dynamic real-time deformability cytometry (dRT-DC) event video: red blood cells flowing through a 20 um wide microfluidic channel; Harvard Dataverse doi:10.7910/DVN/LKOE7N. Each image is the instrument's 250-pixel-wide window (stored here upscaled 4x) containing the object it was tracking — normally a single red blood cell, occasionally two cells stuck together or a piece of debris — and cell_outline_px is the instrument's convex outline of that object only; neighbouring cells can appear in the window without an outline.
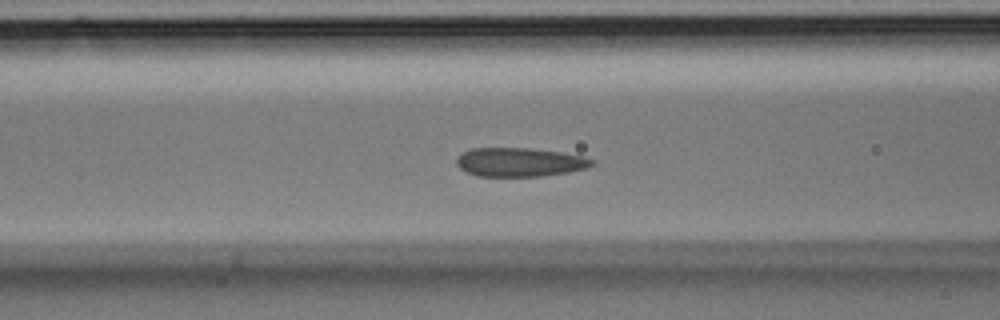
{"species": "Egyptian fruit bat (a non-hibernating species)", "species_latin": "Rousettus aegyptiacus", "temperature_condition": "room temperature", "stored_images_in_passage": 32, "camera_frame_rate_fps": 3000, "um_per_image_px": 0.085, "animal": {"sex": "male"}, "frame": {"image": 1, "passage_image": 12, "time_ms": 3.667, "image_size_px": [1000, 320], "cell_outline_px": [[596, 160], [588, 168], [568, 172], [540, 176], [476, 176], [460, 168], [456, 164], [456, 156], [472, 148], [528, 148], [560, 152], [580, 156]], "centroid_in_image_um": [44.15, 13.78], "position_along_channel_um": 122.5, "area_um2": 22.66}}
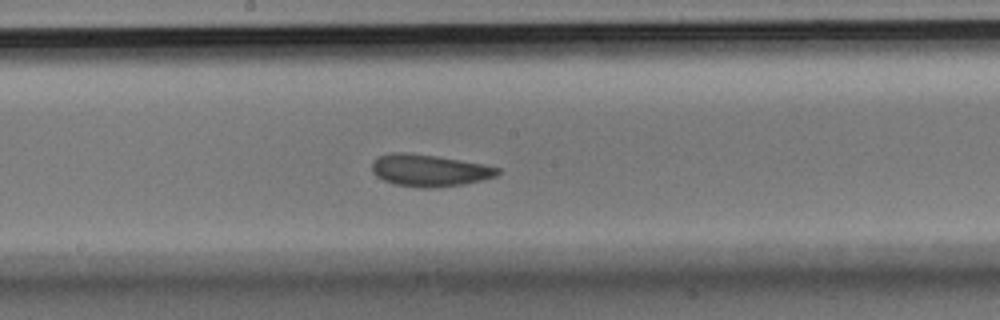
{"frame": {"image": 2, "passage_image": 17, "time_ms": 5.333, "image_size_px": [1000, 320], "cell_outline_px": [[500, 172], [496, 176], [484, 180], [464, 184], [436, 188], [420, 188], [396, 184], [384, 180], [376, 176], [372, 172], [372, 164], [380, 156], [392, 152], [404, 152], [436, 156], [484, 164], [500, 168]], "centroid_in_image_um": [36.52, 14.49], "position_along_channel_um": 211.7, "area_um2": 23.41}}
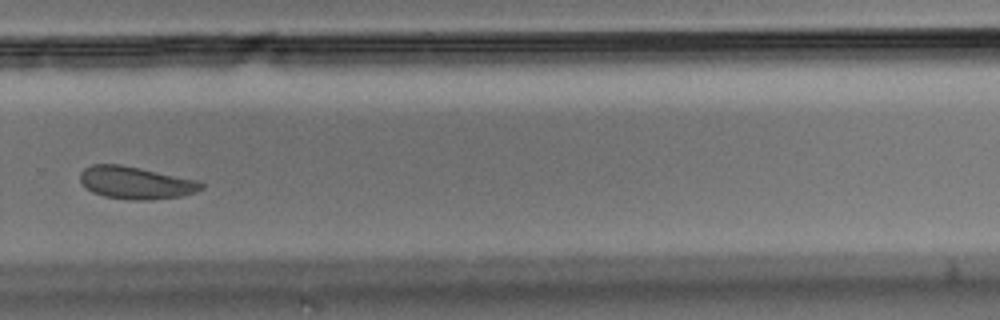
{"frame": {"image": 3, "passage_image": 23, "time_ms": 7.333, "image_size_px": [1000, 320], "cell_outline_px": [[204, 188], [196, 192], [180, 196], [148, 200], [128, 200], [104, 196], [92, 192], [80, 180], [80, 172], [84, 168], [92, 164], [120, 164], [140, 168], [196, 180], [204, 184]], "centroid_in_image_um": [11.53, 15.53], "position_along_channel_um": 318.3, "area_um2": 22.77}}